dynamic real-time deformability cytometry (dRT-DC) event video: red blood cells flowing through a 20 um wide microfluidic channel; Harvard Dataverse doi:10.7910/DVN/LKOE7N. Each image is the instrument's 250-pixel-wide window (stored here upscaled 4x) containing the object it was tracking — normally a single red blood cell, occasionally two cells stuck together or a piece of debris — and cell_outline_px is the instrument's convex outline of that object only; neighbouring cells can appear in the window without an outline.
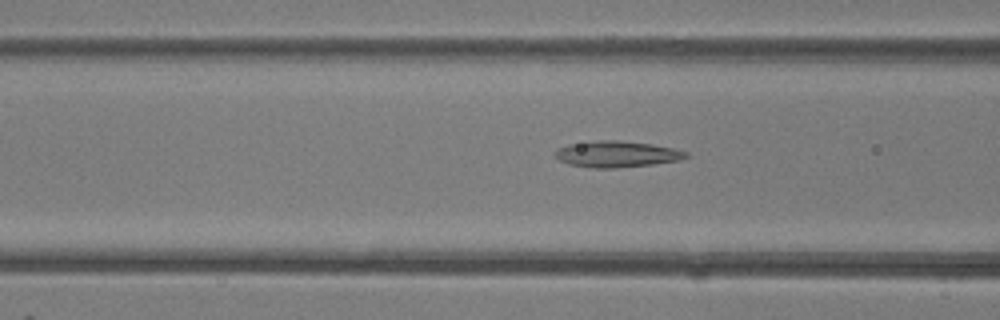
{"species": "common noctule bat (a hibernating species)", "species_latin": "Nyctalus noctula", "temperature_condition": "room temperature", "stored_images_in_passage": 6, "camera_frame_rate_fps": 3000, "um_per_image_px": 0.085, "animal": {"sex": "female"}, "frame": {"image": 1, "passage_image": 6, "time_ms": 6.667, "image_size_px": [1000, 320], "cell_outline_px": [[688, 156], [680, 160], [652, 164], [616, 168], [592, 168], [568, 164], [552, 156], [552, 152], [556, 148], [568, 144], [596, 140], [620, 140], [652, 144], [672, 148], [688, 152]], "centroid_in_image_um": [52.35, 13.09], "position_along_channel_um": 114.3, "area_um2": 20.23}}